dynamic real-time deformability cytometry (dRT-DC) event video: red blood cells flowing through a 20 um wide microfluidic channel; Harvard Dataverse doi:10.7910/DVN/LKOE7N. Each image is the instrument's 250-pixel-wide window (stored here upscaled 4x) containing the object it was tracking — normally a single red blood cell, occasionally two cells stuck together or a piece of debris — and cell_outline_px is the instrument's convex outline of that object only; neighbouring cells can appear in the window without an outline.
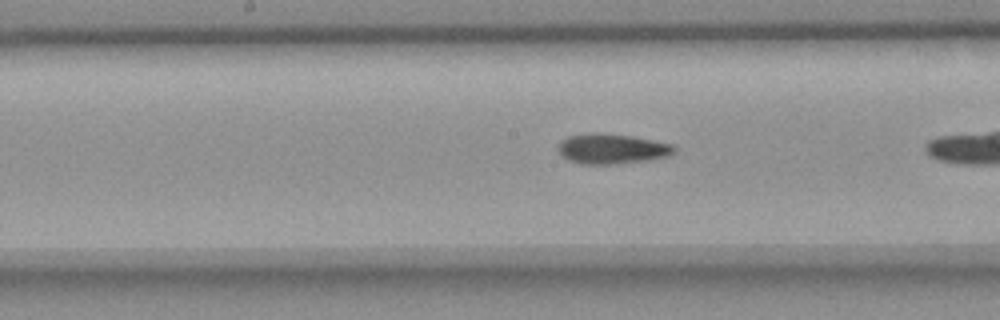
{"species": "common noctule bat (a hibernating species)", "species_latin": "Nyctalus noctula", "temperature_condition": "room temperature", "stored_images_in_passage": 27, "camera_frame_rate_fps": 3000, "um_per_image_px": 0.085, "animal": {"sex": "female", "body_mass_g": 18.4}, "frame": {"image": 1, "passage_image": 12, "time_ms": 3.667, "image_size_px": [1000, 320], "cell_outline_px": [[676, 152], [668, 156], [648, 160], [616, 164], [580, 164], [568, 160], [556, 148], [560, 140], [568, 136], [592, 132], [632, 136], [672, 144], [676, 148]], "centroid_in_image_um": [51.99, 12.65], "position_along_channel_um": 196.2, "area_um2": 20.46}}
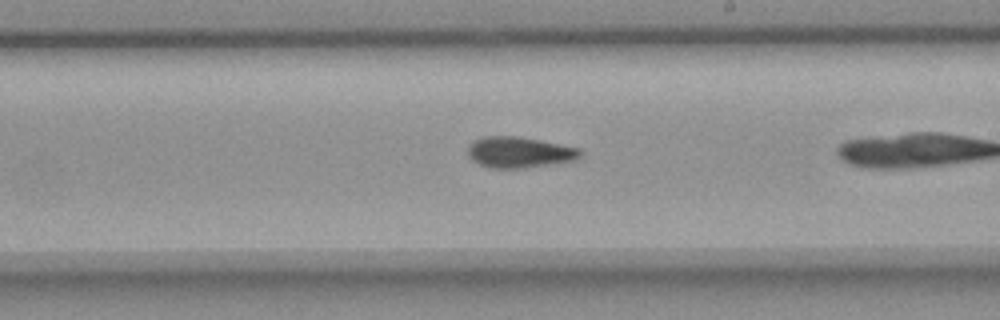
{"frame": {"image": 2, "passage_image": 16, "time_ms": 5.0, "image_size_px": [1000, 320], "cell_outline_px": [[580, 156], [572, 160], [552, 164], [524, 168], [492, 168], [480, 164], [472, 160], [468, 156], [468, 144], [472, 140], [484, 136], [516, 136], [540, 140], [580, 148]], "centroid_in_image_um": [44.09, 12.93], "position_along_channel_um": 244.9, "area_um2": 20.23}}